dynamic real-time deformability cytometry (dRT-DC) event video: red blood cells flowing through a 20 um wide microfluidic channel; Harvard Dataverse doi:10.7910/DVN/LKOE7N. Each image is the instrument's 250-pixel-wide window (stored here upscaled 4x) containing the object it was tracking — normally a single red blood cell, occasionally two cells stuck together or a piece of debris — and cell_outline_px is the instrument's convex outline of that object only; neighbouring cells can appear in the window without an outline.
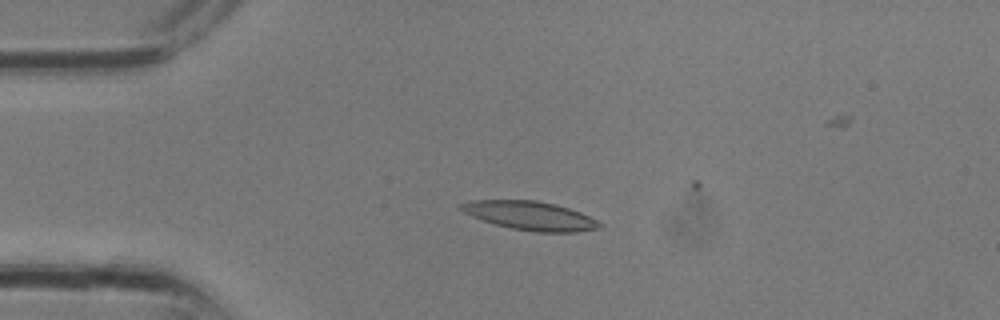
{"species": "common noctule bat (a hibernating species)", "species_latin": "Nyctalus noctula", "temperature_condition": "room temperature", "stored_images_in_passage": 8, "camera_frame_rate_fps": 3000, "um_per_image_px": 0.085, "animal": {"sex": "male", "body_mass_g": 13.3}, "frame": {"image": 1, "passage_image": 6, "time_ms": 1.667, "image_size_px": [1000, 320], "cell_outline_px": [[604, 224], [600, 228], [572, 232], [536, 232], [512, 228], [496, 224], [472, 216], [456, 208], [460, 204], [472, 200], [536, 200], [556, 204], [580, 212]], "centroid_in_image_um": [45.06, 18.32], "position_along_channel_um": 39.9, "area_um2": 23.06}}